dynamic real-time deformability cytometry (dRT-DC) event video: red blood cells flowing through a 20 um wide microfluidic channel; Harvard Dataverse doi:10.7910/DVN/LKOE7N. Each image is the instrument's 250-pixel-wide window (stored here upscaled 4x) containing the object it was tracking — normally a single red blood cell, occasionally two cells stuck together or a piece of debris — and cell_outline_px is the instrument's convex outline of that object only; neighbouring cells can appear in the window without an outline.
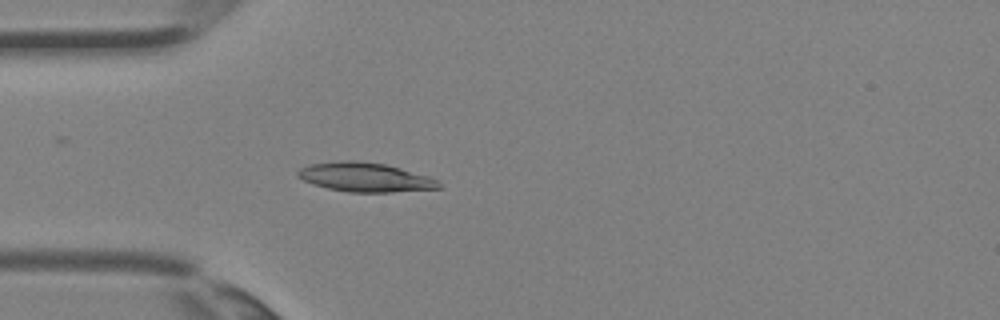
{"species": "Egyptian fruit bat (a non-hibernating species)", "species_latin": "Rousettus aegyptiacus", "temperature_condition": "room temperature", "stored_images_in_passage": 1, "camera_frame_rate_fps": 3000, "um_per_image_px": 0.085, "animal": {"sex": "female"}, "frame": {"image": 1, "passage_image": 1, "time_ms": 0.0, "image_size_px": [1000, 320], "cell_outline_px": [[440, 188], [392, 192], [348, 192], [328, 188], [312, 184], [296, 176], [296, 172], [300, 168], [308, 164], [340, 160], [356, 160], [384, 164], [400, 168], [428, 176], [440, 180]], "centroid_in_image_um": [31.0, 15.06], "position_along_channel_um": 54.0, "area_um2": 24.04}}